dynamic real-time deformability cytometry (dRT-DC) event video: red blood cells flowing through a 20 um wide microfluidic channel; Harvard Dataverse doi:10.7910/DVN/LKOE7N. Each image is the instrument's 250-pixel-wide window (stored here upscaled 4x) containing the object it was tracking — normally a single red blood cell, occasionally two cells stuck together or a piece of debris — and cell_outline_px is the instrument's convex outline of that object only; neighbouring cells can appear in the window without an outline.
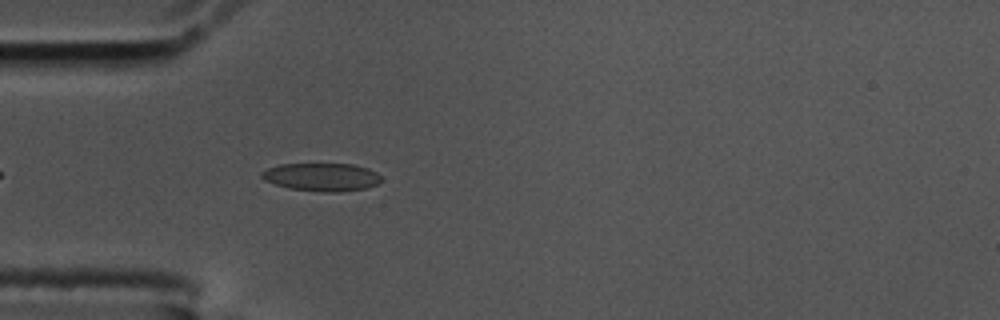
{"species": "common noctule bat (a hibernating species)", "species_latin": "Nyctalus noctula", "temperature_condition": "cold", "stored_images_in_passage": 46, "camera_frame_rate_fps": 3000, "um_per_image_px": 0.085, "animal": {"sex": "male", "body_mass_g": 17.5, "forearm_length_mm": 52.3}, "frame": {"image": 1, "passage_image": 5, "time_ms": 1.333, "image_size_px": [1000, 320], "cell_outline_px": [[380, 180], [376, 184], [368, 188], [340, 192], [324, 192], [288, 188], [264, 180], [260, 176], [260, 172], [268, 168], [280, 164], [352, 164], [368, 168], [376, 172], [380, 176]], "centroid_in_image_um": [27.33, 15.05], "position_along_channel_um": 57.7, "area_um2": 19.54}}
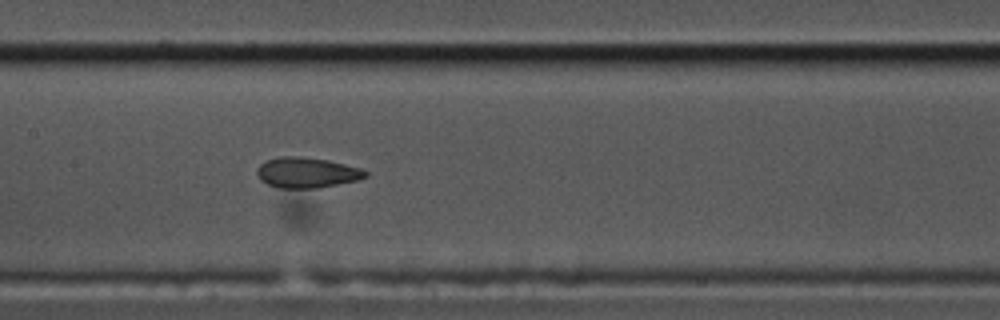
{"frame": {"image": 2, "passage_image": 16, "time_ms": 5.0, "image_size_px": [1000, 320], "cell_outline_px": [[368, 176], [356, 180], [316, 188], [276, 188], [260, 180], [256, 172], [260, 164], [268, 160], [284, 156], [300, 156], [328, 160], [360, 168], [368, 172]], "centroid_in_image_um": [26.06, 14.67], "position_along_channel_um": 181.3, "area_um2": 19.07}}
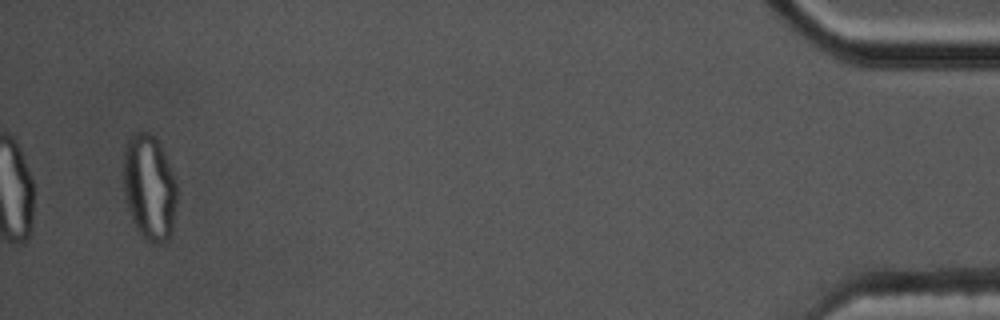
{"frame": {"image": 3, "passage_image": 44, "time_ms": 14.333, "image_size_px": [1000, 320], "cell_outline_px": [[176, 204], [172, 232], [168, 240], [160, 244], [152, 244], [136, 228], [132, 220], [128, 208], [124, 192], [124, 148], [128, 140], [136, 132], [148, 132], [160, 144], [176, 180]], "centroid_in_image_um": [12.7, 15.96], "position_along_channel_um": 422.5, "area_um2": 32.77}, "authors_computed_cell_mechanics": {"area_um2": 19.8543, "velocity_mm_per_s": 3.465, "shape_relaxation_time_tau1_ms": null, "shape_relaxation_time_tau2_ms": 1.7542, "deformation_change_tau1": null, "deformation_change_tau2": 0.0694}}